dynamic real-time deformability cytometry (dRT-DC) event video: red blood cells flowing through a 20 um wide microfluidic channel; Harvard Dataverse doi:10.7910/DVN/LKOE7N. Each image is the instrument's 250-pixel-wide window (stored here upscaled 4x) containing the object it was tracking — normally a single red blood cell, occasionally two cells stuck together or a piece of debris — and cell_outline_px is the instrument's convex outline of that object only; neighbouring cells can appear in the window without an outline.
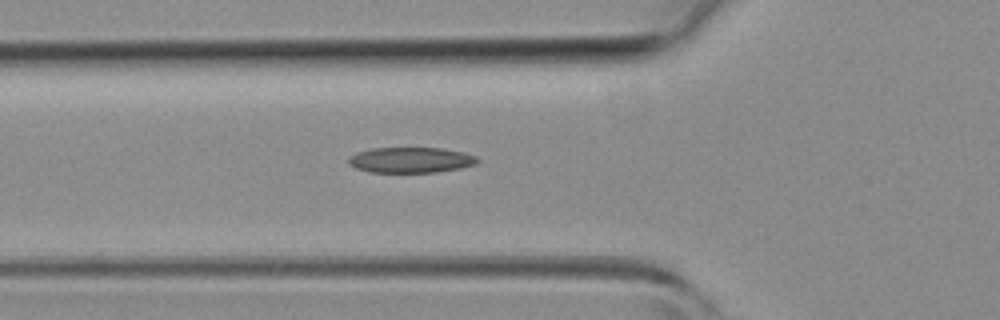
{"species": "common noctule bat (a hibernating species)", "species_latin": "Nyctalus noctula", "temperature_condition": "room temperature", "stored_images_in_passage": 27, "camera_frame_rate_fps": 3000, "um_per_image_px": 0.085, "animal": {"sex": "female", "body_mass_g": 19.3, "forearm_length_mm": 54.1}, "frame": {"image": 1, "passage_image": 4, "time_ms": 1.0, "image_size_px": [1000, 320], "cell_outline_px": [[480, 160], [476, 164], [460, 168], [436, 172], [372, 172], [356, 168], [348, 164], [348, 156], [356, 152], [372, 148], [440, 148], [464, 152], [476, 156]], "centroid_in_image_um": [34.9, 13.59], "position_along_channel_um": 90.9, "area_um2": 19.25}}
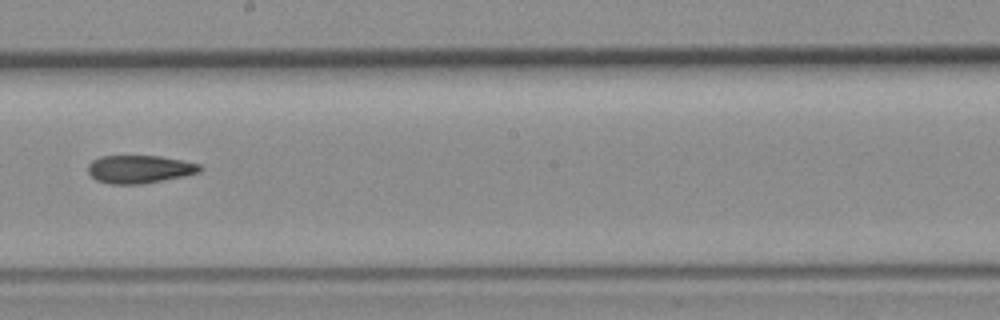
{"frame": {"image": 2, "passage_image": 13, "time_ms": 4.0, "image_size_px": [1000, 320], "cell_outline_px": [[204, 168], [200, 172], [184, 176], [144, 184], [112, 184], [96, 180], [88, 172], [88, 164], [92, 160], [100, 156], [160, 156], [200, 164]], "centroid_in_image_um": [11.87, 14.38], "position_along_channel_um": 236.3, "area_um2": 18.32}}
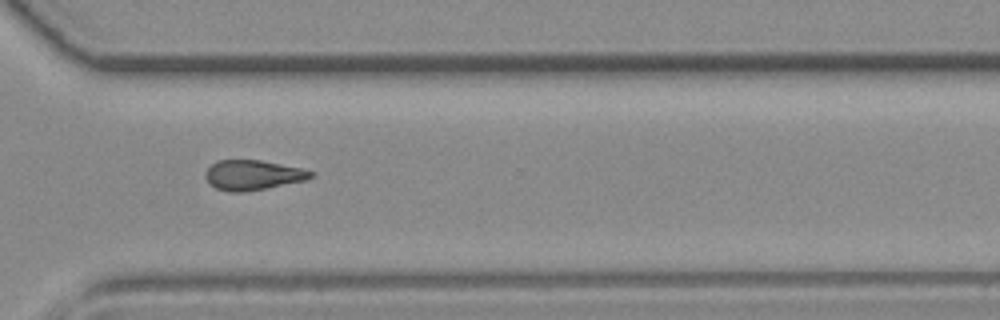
{"frame": {"image": 3, "passage_image": 20, "time_ms": 6.333, "image_size_px": [1000, 320], "cell_outline_px": [[312, 176], [304, 180], [244, 192], [228, 192], [216, 188], [204, 176], [208, 168], [216, 160], [260, 160], [300, 168], [312, 172]], "centroid_in_image_um": [21.43, 14.87], "position_along_channel_um": 349.2, "area_um2": 17.92}}